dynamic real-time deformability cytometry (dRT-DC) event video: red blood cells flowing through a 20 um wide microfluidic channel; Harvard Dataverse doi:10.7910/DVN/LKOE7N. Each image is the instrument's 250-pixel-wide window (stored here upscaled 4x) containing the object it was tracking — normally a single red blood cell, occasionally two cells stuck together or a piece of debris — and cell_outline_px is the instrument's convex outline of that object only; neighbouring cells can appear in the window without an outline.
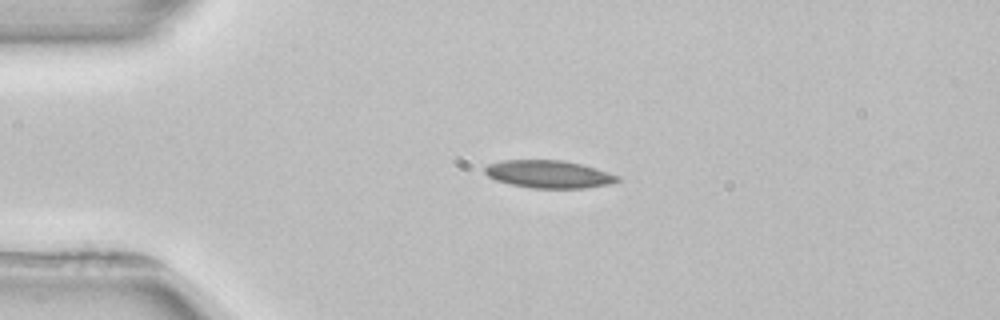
{"species": "common noctule bat (a hibernating species)", "species_latin": "Nyctalus noctula", "temperature_condition": "room temperature", "stored_images_in_passage": 3, "camera_frame_rate_fps": 3000, "um_per_image_px": 0.085, "animal": {"sex": "female", "body_mass_g": 22.7, "forearm_length_mm": 54.2}, "frame": {"image": 1, "passage_image": 1, "time_ms": 0.0, "image_size_px": [1000, 320], "cell_outline_px": [[620, 180], [608, 184], [584, 188], [532, 188], [512, 184], [496, 180], [488, 176], [484, 172], [484, 168], [488, 164], [500, 160], [564, 160], [580, 164], [620, 176]], "centroid_in_image_um": [46.61, 14.8], "position_along_channel_um": 38.4, "area_um2": 21.21}}